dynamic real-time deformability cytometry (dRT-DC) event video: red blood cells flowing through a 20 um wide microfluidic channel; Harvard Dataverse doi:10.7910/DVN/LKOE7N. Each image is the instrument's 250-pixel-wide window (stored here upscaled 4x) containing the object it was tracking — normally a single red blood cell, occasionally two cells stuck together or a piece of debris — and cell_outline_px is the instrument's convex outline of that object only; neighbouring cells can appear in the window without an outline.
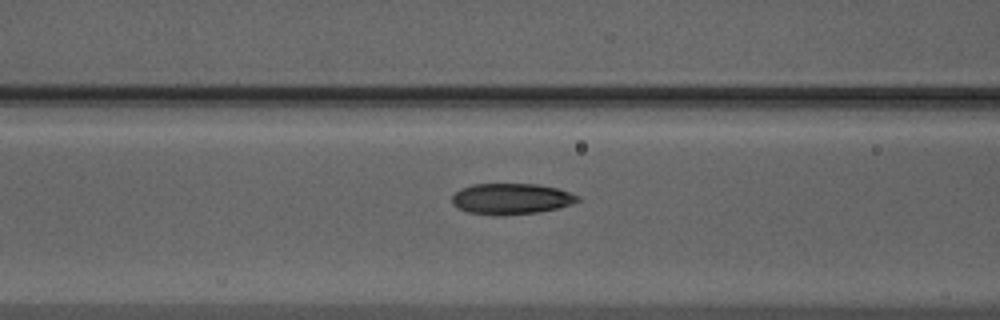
{"species": "Egyptian fruit bat (a non-hibernating species)", "species_latin": "Rousettus aegyptiacus", "temperature_condition": "warm", "stored_images_in_passage": 39, "camera_frame_rate_fps": 3000, "um_per_image_px": 0.085, "animal": {"sex": "male"}, "frame": {"image": 1, "passage_image": 8, "time_ms": 2.333, "image_size_px": [1000, 320], "cell_outline_px": [[580, 200], [572, 204], [540, 212], [504, 216], [468, 212], [452, 204], [452, 196], [460, 188], [472, 184], [536, 184], [556, 188], [580, 196]], "centroid_in_image_um": [43.45, 16.9], "position_along_channel_um": 123.2, "area_um2": 22.66}}
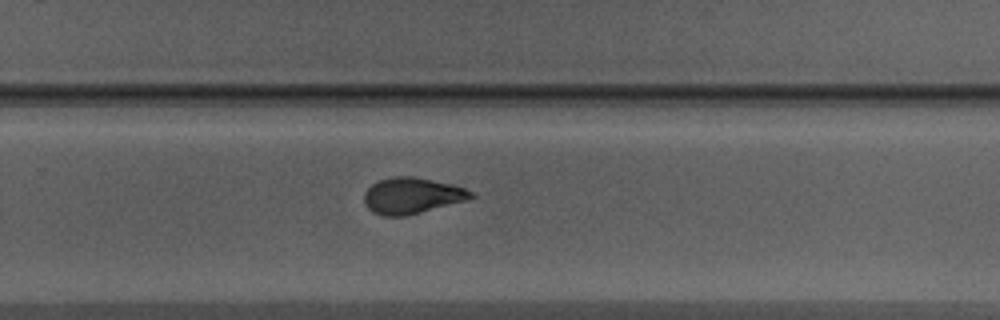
{"frame": {"image": 2, "passage_image": 21, "time_ms": 6.667, "image_size_px": [1000, 320], "cell_outline_px": [[476, 196], [468, 200], [404, 216], [384, 216], [372, 212], [364, 204], [364, 192], [372, 184], [380, 180], [392, 176], [412, 176], [452, 184], [464, 188], [472, 192]], "centroid_in_image_um": [35.0, 16.63], "position_along_channel_um": 294.8, "area_um2": 22.43}}
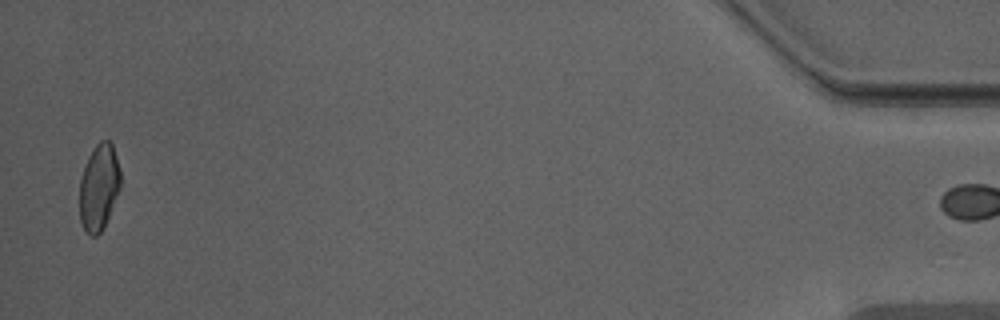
{"frame": {"image": 3, "passage_image": 38, "time_ms": 12.333, "image_size_px": [1000, 320], "cell_outline_px": [[120, 184], [108, 216], [100, 232], [96, 236], [88, 236], [80, 220], [80, 180], [88, 156], [96, 144], [100, 140], [108, 140], [112, 144], [120, 172]], "centroid_in_image_um": [8.38, 15.9], "position_along_channel_um": 426.8, "area_um2": 20.06}, "authors_computed_cell_mechanics": {"area_um2": 22.6576, "velocity_mm_per_s": 3.9712, "shape_relaxation_time_tau1_ms": 5.8493, "shape_relaxation_time_tau2_ms": 1.778, "deformation_change_tau1": 0.1655, "deformation_change_tau2": 0.0727}}